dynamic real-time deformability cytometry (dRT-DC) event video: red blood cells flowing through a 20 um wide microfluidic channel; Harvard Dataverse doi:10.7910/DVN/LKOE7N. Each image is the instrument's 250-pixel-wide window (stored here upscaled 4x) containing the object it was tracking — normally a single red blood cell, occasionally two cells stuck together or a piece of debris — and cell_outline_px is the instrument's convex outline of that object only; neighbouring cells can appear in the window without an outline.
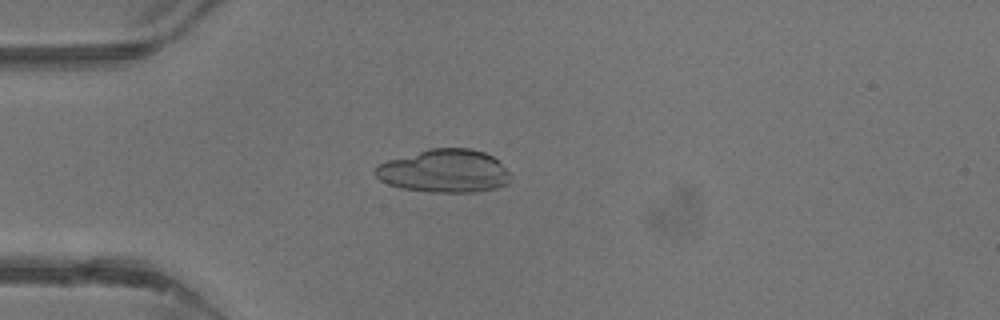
{"species": "common noctule bat (a hibernating species)", "species_latin": "Nyctalus noctula", "temperature_condition": "warm", "stored_images_in_passage": 43, "camera_frame_rate_fps": 3000, "um_per_image_px": 0.085, "animal": {"sex": "male", "body_mass_g": 13.3}, "frame": {"image": 1, "passage_image": 12, "time_ms": 3.667, "image_size_px": [1000, 320], "cell_outline_px": [[512, 176], [508, 184], [496, 188], [476, 192], [428, 192], [400, 188], [388, 184], [380, 180], [372, 172], [380, 164], [388, 160], [428, 148], [468, 148], [484, 152], [492, 156]], "centroid_in_image_um": [37.75, 14.54], "position_along_channel_um": 47.2, "area_um2": 34.04}}
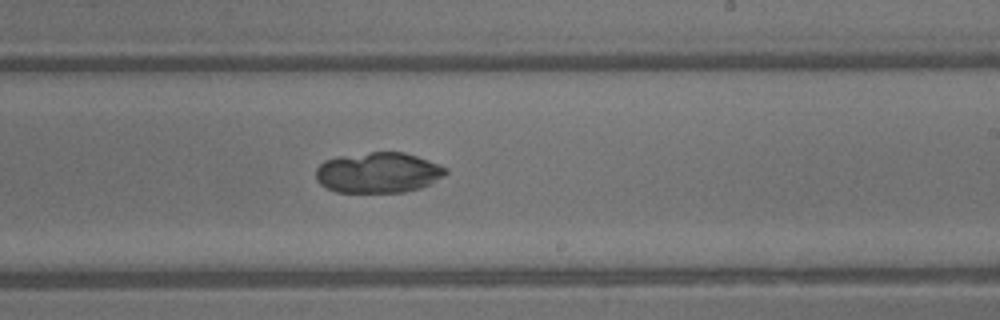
{"frame": {"image": 2, "passage_image": 26, "time_ms": 8.333, "image_size_px": [1000, 320], "cell_outline_px": [[448, 172], [428, 184], [420, 188], [404, 192], [336, 192], [320, 184], [316, 180], [316, 168], [324, 160], [336, 156], [372, 152], [404, 152], [440, 164], [448, 168]], "centroid_in_image_um": [32.12, 14.66], "position_along_channel_um": 256.9, "area_um2": 30.69}}
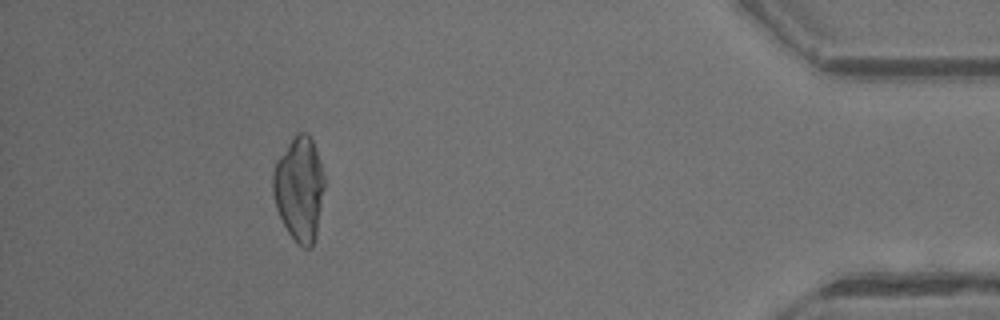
{"frame": {"image": 3, "passage_image": 39, "time_ms": 12.667, "image_size_px": [1000, 320], "cell_outline_px": [[324, 188], [316, 236], [312, 248], [304, 248], [296, 244], [288, 232], [276, 208], [272, 192], [272, 172], [276, 160], [296, 132], [308, 132], [316, 148], [324, 172]], "centroid_in_image_um": [25.43, 16.04], "position_along_channel_um": 409.8, "area_um2": 31.73}}